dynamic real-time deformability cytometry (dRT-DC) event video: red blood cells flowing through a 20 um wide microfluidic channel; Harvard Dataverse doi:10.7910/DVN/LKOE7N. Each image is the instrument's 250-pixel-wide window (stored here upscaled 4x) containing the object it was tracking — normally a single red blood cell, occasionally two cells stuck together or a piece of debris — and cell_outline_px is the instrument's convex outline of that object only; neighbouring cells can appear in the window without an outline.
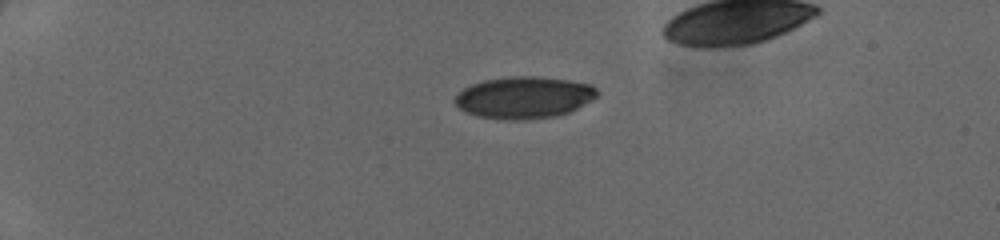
{"species": "human", "species_latin": "Homo sapiens", "temperature_condition": "cold", "stored_images_in_passage": 36, "camera_frame_rate_fps": 3000, "um_per_image_px": 0.085, "donor": {"sex": "female"}, "frame": {"image": 1, "passage_image": 1, "time_ms": 0.0, "image_size_px": [1000, 240], "cell_outline_px": [[596, 96], [592, 100], [568, 112], [556, 116], [516, 120], [508, 120], [476, 116], [464, 112], [456, 104], [456, 96], [464, 88], [472, 84], [484, 80], [512, 76], [532, 76], [568, 80], [592, 84], [596, 88]], "centroid_in_image_um": [44.53, 8.28], "position_along_channel_um": 40.5, "area_um2": 34.39}}
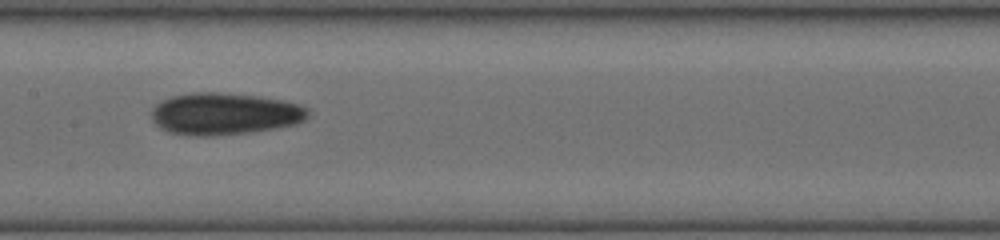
{"frame": {"image": 2, "passage_image": 16, "time_ms": 5.0, "image_size_px": [1000, 240], "cell_outline_px": [[308, 116], [304, 120], [296, 124], [276, 128], [252, 132], [212, 136], [188, 136], [168, 132], [160, 128], [152, 120], [152, 108], [160, 100], [172, 96], [192, 92], [220, 92], [260, 96], [284, 100], [300, 104], [308, 108]], "centroid_in_image_um": [19.08, 9.67], "position_along_channel_um": 188.3, "area_um2": 38.78}}
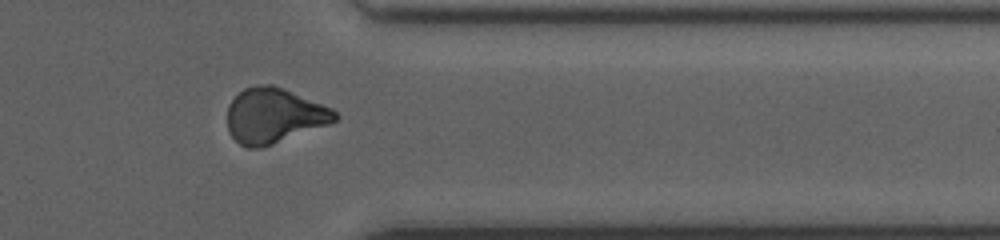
{"frame": {"image": 3, "passage_image": 30, "time_ms": 9.667, "image_size_px": [1000, 240], "cell_outline_px": [[336, 120], [332, 124], [260, 148], [248, 148], [240, 144], [228, 132], [228, 104], [244, 88], [268, 84], [272, 84], [284, 88], [332, 108], [336, 112]], "centroid_in_image_um": [23.3, 9.84], "position_along_channel_um": 388.1, "area_um2": 34.45}}